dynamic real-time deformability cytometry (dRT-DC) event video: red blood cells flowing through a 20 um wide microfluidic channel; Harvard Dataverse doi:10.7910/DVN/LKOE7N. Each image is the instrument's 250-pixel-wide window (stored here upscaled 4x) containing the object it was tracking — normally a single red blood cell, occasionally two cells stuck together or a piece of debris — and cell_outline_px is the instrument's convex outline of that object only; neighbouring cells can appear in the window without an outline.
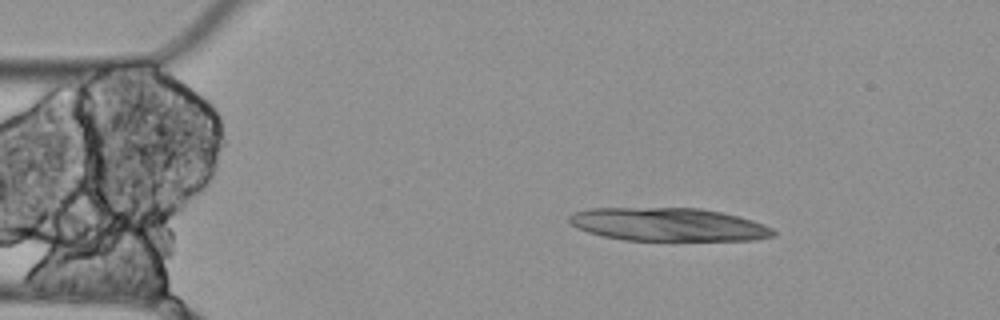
{"species": "Egyptian fruit bat (a non-hibernating species)", "species_latin": "Rousettus aegyptiacus", "temperature_condition": "cold", "stored_images_in_passage": 4, "camera_frame_rate_fps": 3000, "um_per_image_px": 0.085, "animal": {"sex": "female"}, "frame": {"image": 1, "passage_image": 2, "time_ms": 0.333, "image_size_px": [1000, 320], "cell_outline_px": [[776, 236], [756, 240], [624, 240], [604, 236], [588, 232], [576, 228], [568, 220], [568, 216], [572, 212], [592, 208], [700, 208], [720, 212], [752, 220], [764, 224], [772, 228], [776, 232]], "centroid_in_image_um": [56.81, 19.08], "position_along_channel_um": 28.2, "area_um2": 39.54}}